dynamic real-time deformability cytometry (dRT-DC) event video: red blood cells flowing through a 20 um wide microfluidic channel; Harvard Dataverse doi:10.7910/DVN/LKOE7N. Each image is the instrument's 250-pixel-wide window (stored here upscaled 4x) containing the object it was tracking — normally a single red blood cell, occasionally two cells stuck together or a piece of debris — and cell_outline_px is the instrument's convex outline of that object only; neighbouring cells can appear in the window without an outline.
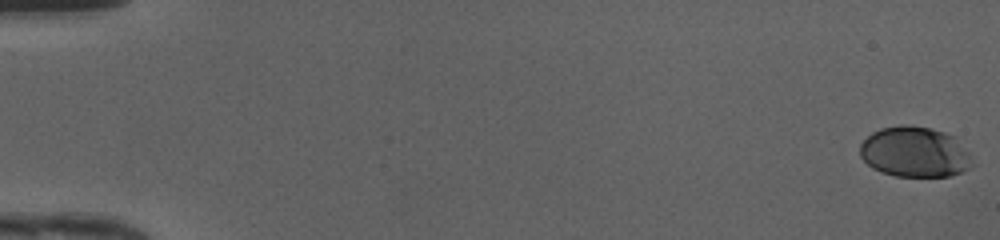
{"species": "human", "species_latin": "Homo sapiens", "temperature_condition": "cold", "stored_images_in_passage": 50, "camera_frame_rate_fps": 3000, "um_per_image_px": 0.085, "donor": {"sex": "female"}, "frame": {"image": 1, "passage_image": 1, "time_ms": 0.0, "image_size_px": [1000, 240], "cell_outline_px": [[972, 164], [968, 168], [960, 172], [948, 176], [896, 176], [872, 168], [860, 156], [860, 144], [872, 132], [880, 128], [900, 124], [908, 124], [932, 128], [956, 136], [968, 152]], "centroid_in_image_um": [77.74, 12.89], "position_along_channel_um": 7.3, "area_um2": 33.06}}
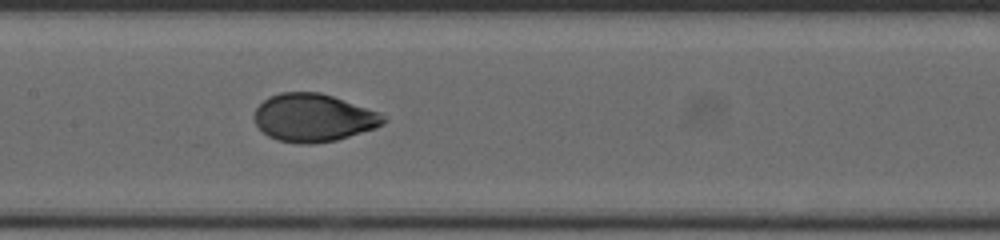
{"frame": {"image": 2, "passage_image": 26, "time_ms": 8.333, "image_size_px": [1000, 240], "cell_outline_px": [[388, 120], [384, 124], [376, 128], [336, 140], [312, 144], [300, 144], [276, 140], [268, 136], [256, 124], [256, 108], [268, 96], [280, 92], [320, 92], [380, 112]], "centroid_in_image_um": [26.67, 10.01], "position_along_channel_um": 180.7, "area_um2": 36.01}}
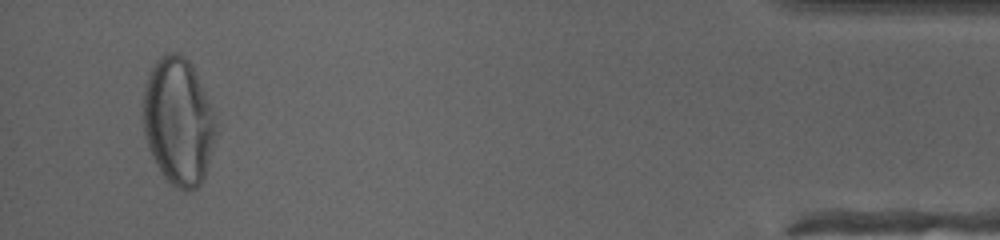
{"frame": {"image": 3, "passage_image": 48, "time_ms": 15.667, "image_size_px": [1000, 240], "cell_outline_px": [[216, 136], [204, 176], [200, 184], [196, 188], [184, 192], [172, 184], [160, 172], [148, 148], [144, 136], [144, 84], [148, 72], [156, 60], [164, 52], [176, 52], [184, 56], [192, 64], [212, 108], [216, 124]], "centroid_in_image_um": [15.14, 10.29], "position_along_channel_um": 420.1, "area_um2": 54.1}, "authors_computed_cell_mechanics": {"area_um2": 35.8071, "velocity_mm_per_s": 4.2052, "shape_relaxation_time_tau1_ms": 3.5963, "shape_relaxation_time_tau2_ms": null, "deformation_change_tau1": 0.186, "deformation_change_tau2": null}}